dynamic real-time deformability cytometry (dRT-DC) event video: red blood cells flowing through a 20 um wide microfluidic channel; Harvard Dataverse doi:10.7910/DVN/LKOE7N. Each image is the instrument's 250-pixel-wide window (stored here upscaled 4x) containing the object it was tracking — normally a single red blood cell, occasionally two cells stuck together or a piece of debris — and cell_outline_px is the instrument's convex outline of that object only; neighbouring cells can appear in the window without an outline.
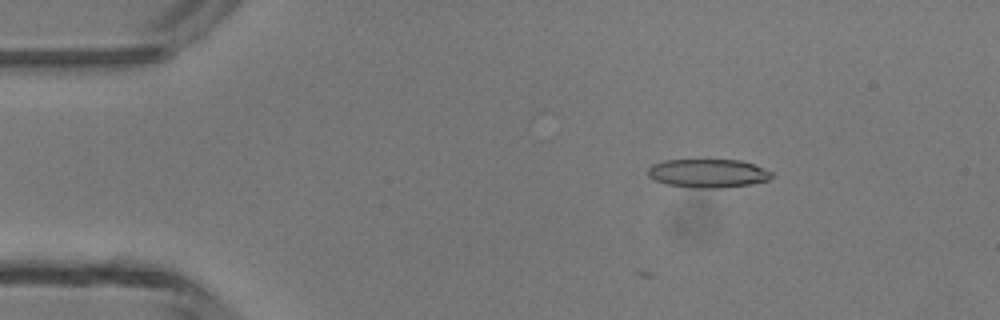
{"species": "common noctule bat (a hibernating species)", "species_latin": "Nyctalus noctula", "temperature_condition": "room temperature", "stored_images_in_passage": 4, "camera_frame_rate_fps": 3000, "um_per_image_px": 0.085, "animal": {"sex": "male", "body_mass_g": 13.3}, "frame": {"image": 1, "passage_image": 2, "time_ms": 1.333, "image_size_px": [1000, 320], "cell_outline_px": [[776, 176], [768, 180], [748, 184], [720, 188], [696, 188], [668, 184], [656, 180], [648, 176], [648, 168], [652, 164], [664, 160], [740, 160], [752, 164], [772, 172]], "centroid_in_image_um": [60.18, 14.73], "position_along_channel_um": 24.8, "area_um2": 20.46}}
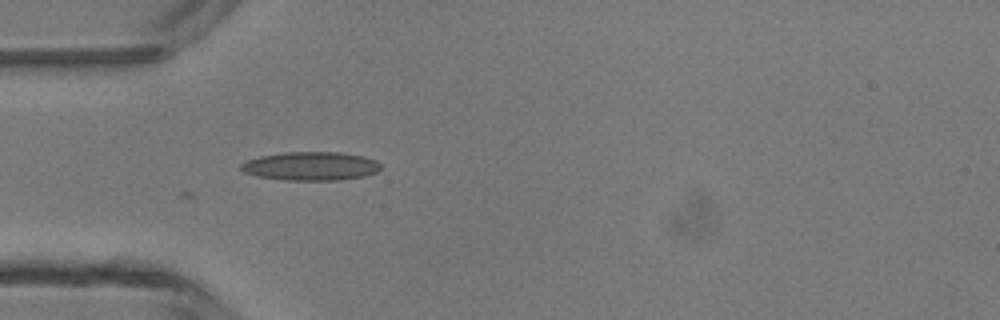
{"frame": {"image": 2, "passage_image": 4, "time_ms": 3.667, "image_size_px": [1000, 320], "cell_outline_px": [[380, 168], [376, 172], [364, 176], [336, 180], [288, 180], [256, 176], [244, 172], [240, 168], [240, 164], [248, 160], [260, 156], [284, 152], [340, 152], [364, 156], [376, 160], [380, 164]], "centroid_in_image_um": [26.41, 14.11], "position_along_channel_um": 58.6, "area_um2": 23.24}}